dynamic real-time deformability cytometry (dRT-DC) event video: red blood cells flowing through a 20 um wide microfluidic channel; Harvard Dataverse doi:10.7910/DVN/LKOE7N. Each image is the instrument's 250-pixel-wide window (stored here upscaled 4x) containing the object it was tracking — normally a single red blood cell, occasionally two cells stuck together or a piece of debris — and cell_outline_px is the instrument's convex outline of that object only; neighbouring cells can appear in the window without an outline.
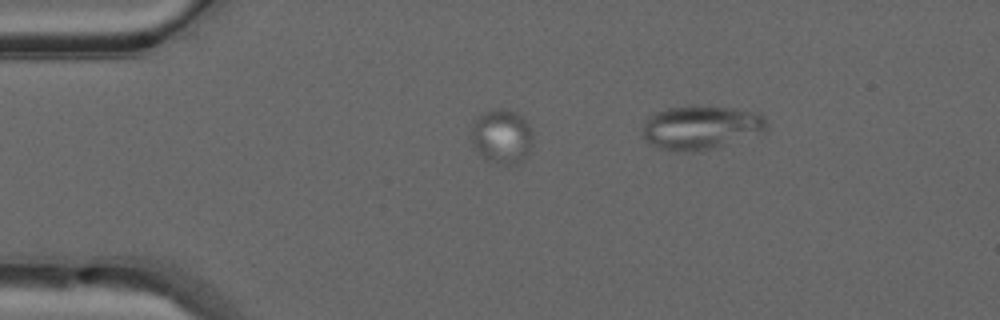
{"species": "common noctule bat (a hibernating species)", "species_latin": "Nyctalus noctula", "temperature_condition": "warm", "stored_images_in_passage": 7, "segment_of_instrument_passage": [2, 2], "camera_frame_rate_fps": 3000, "um_per_image_px": 0.085, "animal": {"sex": "male", "forearm_length_mm": 52.5}, "frame": {"image": 1, "passage_image": 7, "time_ms": 2.0, "image_size_px": [1000, 320], "cell_outline_px": [[768, 128], [764, 132], [712, 148], [692, 152], [676, 152], [660, 148], [644, 140], [644, 124], [648, 116], [656, 112], [668, 108], [732, 108], [756, 112], [764, 116], [768, 120]], "centroid_in_image_um": [59.6, 10.86], "position_along_channel_um": 25.4, "area_um2": 30.98}}